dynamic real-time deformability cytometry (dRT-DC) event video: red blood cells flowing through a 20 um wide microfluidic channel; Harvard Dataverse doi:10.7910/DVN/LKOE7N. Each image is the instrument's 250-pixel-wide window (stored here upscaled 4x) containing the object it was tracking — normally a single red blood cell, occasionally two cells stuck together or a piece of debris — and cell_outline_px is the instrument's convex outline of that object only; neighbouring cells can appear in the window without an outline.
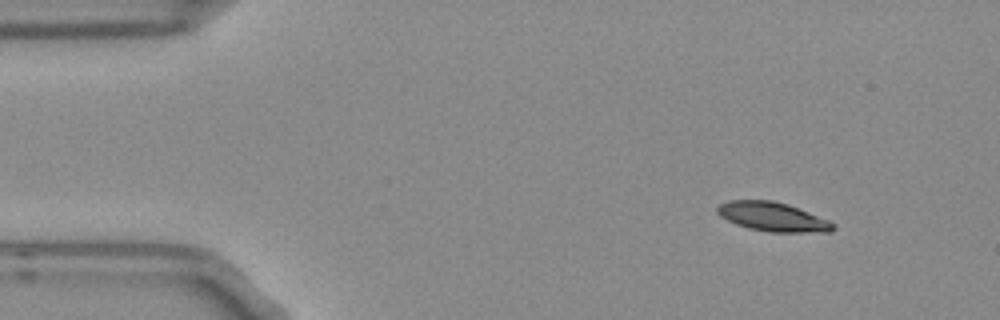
{"species": "Egyptian fruit bat (a non-hibernating species)", "species_latin": "Rousettus aegyptiacus", "temperature_condition": "room temperature", "stored_images_in_passage": 49, "camera_frame_rate_fps": 3000, "um_per_image_px": 0.085, "frame": {"image": 1, "passage_image": 1, "time_ms": 0.0, "image_size_px": [1000, 320], "cell_outline_px": [[836, 228], [832, 232], [772, 232], [748, 228], [736, 224], [720, 216], [716, 212], [716, 208], [720, 204], [728, 200], [772, 200], [788, 204], [828, 220], [836, 224]], "centroid_in_image_um": [65.69, 18.43], "position_along_channel_um": 19.3, "area_um2": 19.65}}
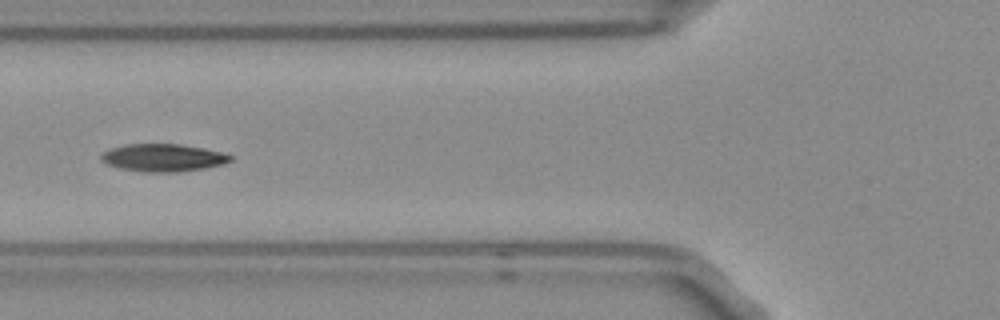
{"frame": {"image": 2, "passage_image": 15, "time_ms": 4.667, "image_size_px": [1000, 320], "cell_outline_px": [[232, 160], [224, 164], [204, 168], [180, 172], [144, 172], [120, 168], [108, 164], [100, 160], [100, 156], [108, 148], [124, 144], [180, 144], [204, 148], [220, 152], [232, 156]], "centroid_in_image_um": [13.84, 13.4], "position_along_channel_um": 112.0, "area_um2": 20.87}}
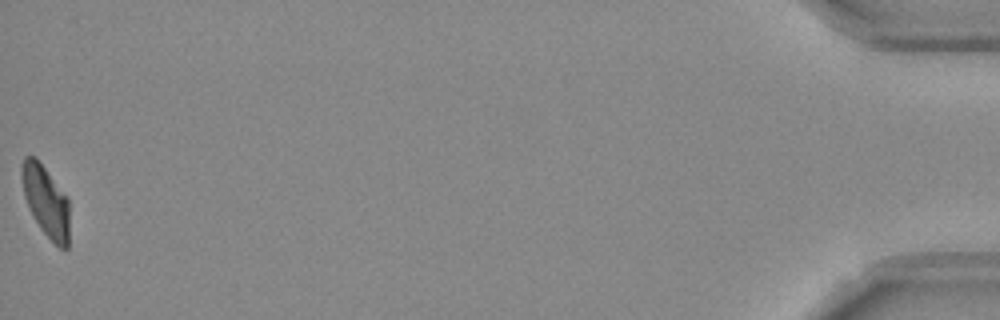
{"frame": {"image": 3, "passage_image": 49, "time_ms": 16.0, "image_size_px": [1000, 320], "cell_outline_px": [[68, 248], [60, 248], [40, 228], [28, 208], [24, 196], [20, 176], [20, 168], [24, 156], [36, 156], [68, 196]], "centroid_in_image_um": [3.87, 17.02], "position_along_channel_um": 431.3, "area_um2": 19.94}, "authors_computed_cell_mechanics": {"area_um2": 20.2878, "velocity_mm_per_s": 3.7422, "shape_relaxation_time_tau1_ms": 3.5154, "shape_relaxation_time_tau2_ms": 2.8083, "deformation_change_tau1": 0.1577, "deformation_change_tau2": 0.0741}}